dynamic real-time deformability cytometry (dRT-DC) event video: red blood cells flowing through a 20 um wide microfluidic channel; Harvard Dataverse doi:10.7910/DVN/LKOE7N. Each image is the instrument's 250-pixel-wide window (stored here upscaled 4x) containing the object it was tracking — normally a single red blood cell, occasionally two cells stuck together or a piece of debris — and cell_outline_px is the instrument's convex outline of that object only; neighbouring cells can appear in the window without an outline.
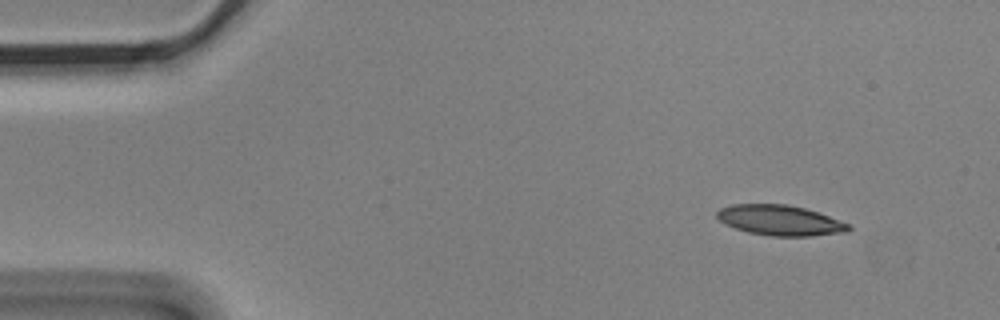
{"species": "Egyptian fruit bat (a non-hibernating species)", "species_latin": "Rousettus aegyptiacus", "temperature_condition": "cold", "stored_images_in_passage": 3, "camera_frame_rate_fps": 3000, "um_per_image_px": 0.085, "animal": {"sex": "male"}, "frame": {"image": 1, "passage_image": 1, "time_ms": 0.0, "image_size_px": [1000, 320], "cell_outline_px": [[852, 228], [848, 232], [812, 236], [772, 236], [748, 232], [736, 228], [720, 220], [716, 216], [716, 212], [720, 208], [732, 204], [788, 204], [804, 208], [852, 224]], "centroid_in_image_um": [66.35, 18.73], "position_along_channel_um": 18.7, "area_um2": 23.24}}
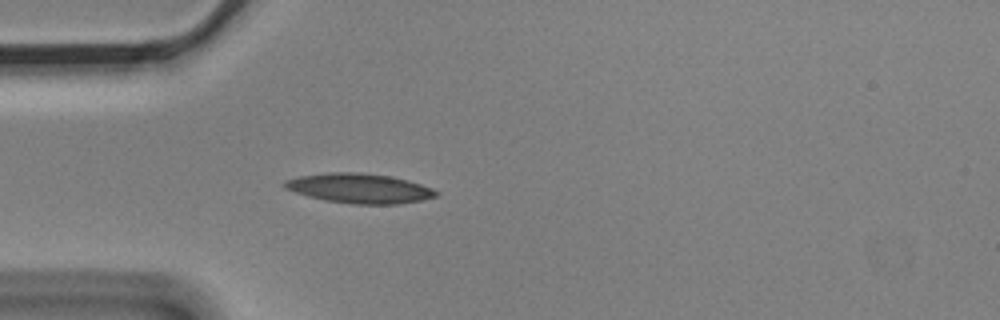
{"frame": {"image": 2, "passage_image": 3, "time_ms": 0.667, "image_size_px": [1000, 320], "cell_outline_px": [[440, 192], [436, 196], [420, 200], [396, 204], [352, 204], [324, 200], [308, 196], [284, 188], [280, 184], [284, 180], [300, 176], [328, 172], [360, 172], [392, 176], [408, 180], [432, 188]], "centroid_in_image_um": [30.52, 16.0], "position_along_channel_um": 54.5, "area_um2": 26.3}}